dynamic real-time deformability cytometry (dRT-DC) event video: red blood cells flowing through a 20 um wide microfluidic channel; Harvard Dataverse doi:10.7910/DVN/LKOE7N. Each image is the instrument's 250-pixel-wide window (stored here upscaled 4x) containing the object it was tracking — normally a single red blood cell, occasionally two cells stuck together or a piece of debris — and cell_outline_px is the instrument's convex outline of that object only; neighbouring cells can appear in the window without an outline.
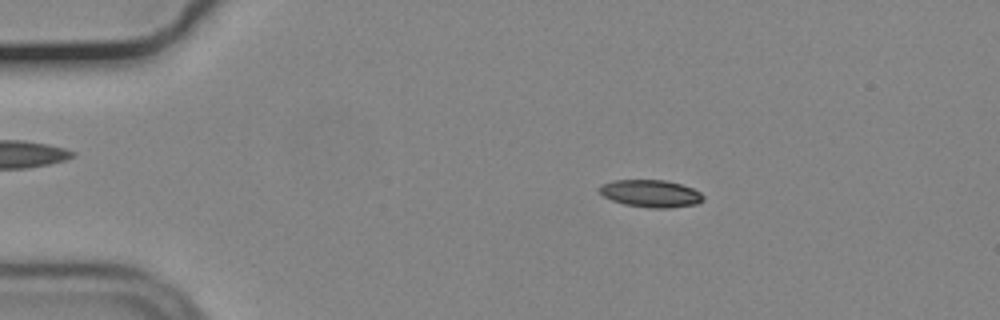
{"species": "common noctule bat (a hibernating species)", "species_latin": "Nyctalus noctula", "temperature_condition": "cold", "stored_images_in_passage": 54, "camera_frame_rate_fps": 3000, "um_per_image_px": 0.085, "animal": {"sex": "male", "body_mass_g": 19.2, "forearm_length_mm": 51.8}, "frame": {"image": 1, "passage_image": 9, "time_ms": 2.667, "image_size_px": [1000, 320], "cell_outline_px": [[704, 200], [696, 204], [672, 208], [648, 208], [624, 204], [612, 200], [604, 196], [600, 192], [600, 188], [604, 184], [612, 180], [664, 180], [680, 184], [692, 188], [700, 192], [704, 196]], "centroid_in_image_um": [55.35, 16.46], "position_along_channel_um": 29.7, "area_um2": 16.47}}
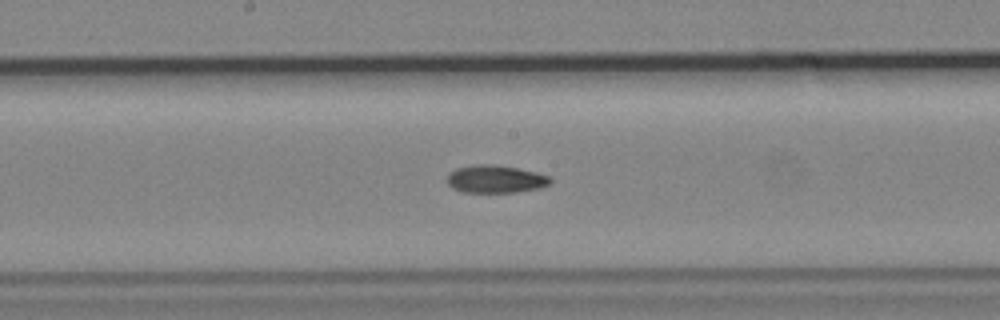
{"frame": {"image": 2, "passage_image": 28, "time_ms": 9.0, "image_size_px": [1000, 320], "cell_outline_px": [[552, 184], [540, 188], [516, 192], [460, 192], [452, 188], [448, 184], [448, 176], [456, 168], [476, 164], [492, 164], [516, 168], [536, 172], [548, 176], [552, 180]], "centroid_in_image_um": [42.14, 15.23], "position_along_channel_um": 206.1, "area_um2": 16.65}}
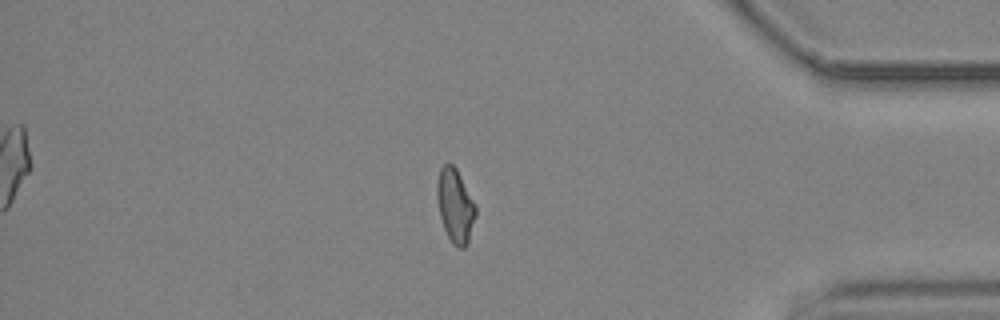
{"frame": {"image": 3, "passage_image": 46, "time_ms": 15.0, "image_size_px": [1000, 320], "cell_outline_px": [[476, 216], [468, 244], [464, 248], [456, 248], [452, 244], [444, 228], [440, 216], [436, 196], [436, 184], [440, 168], [444, 164], [452, 164], [456, 168], [476, 204]], "centroid_in_image_um": [38.7, 17.51], "position_along_channel_um": 396.5, "area_um2": 16.82}, "authors_computed_cell_mechanics": {"area_um2": 16.5597, "velocity_mm_per_s": 3.6984, "shape_relaxation_time_tau1_ms": null, "shape_relaxation_time_tau2_ms": 5.0508, "deformation_change_tau1": null, "deformation_change_tau2": 0.1111}}